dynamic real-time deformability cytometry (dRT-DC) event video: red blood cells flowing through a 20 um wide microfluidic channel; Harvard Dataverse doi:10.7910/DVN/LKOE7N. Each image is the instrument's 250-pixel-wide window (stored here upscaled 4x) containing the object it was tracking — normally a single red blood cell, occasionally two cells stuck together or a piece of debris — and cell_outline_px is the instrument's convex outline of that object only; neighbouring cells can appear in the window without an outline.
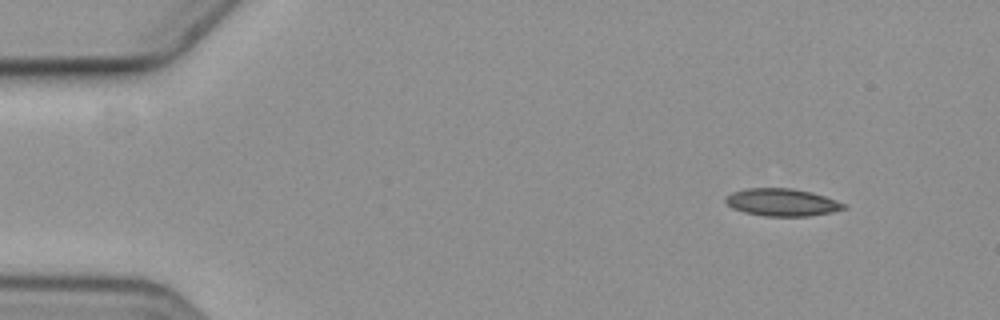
{"species": "common noctule bat (a hibernating species)", "species_latin": "Nyctalus noctula", "temperature_condition": "cold", "stored_images_in_passage": 5, "camera_frame_rate_fps": 3000, "um_per_image_px": 0.085, "animal": {"sex": "female", "body_mass_g": 19.3, "forearm_length_mm": 54.1}, "frame": {"image": 1, "passage_image": 1, "time_ms": 0.0, "image_size_px": [1000, 320], "cell_outline_px": [[848, 208], [832, 212], [808, 216], [764, 216], [744, 212], [732, 208], [724, 200], [732, 192], [748, 188], [792, 188], [812, 192], [836, 200], [844, 204]], "centroid_in_image_um": [66.48, 17.2], "position_along_channel_um": 18.5, "area_um2": 18.84}}
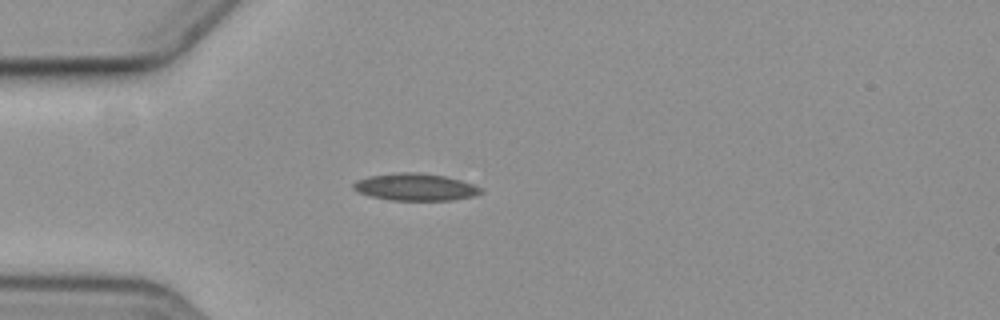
{"frame": {"image": 2, "passage_image": 4, "time_ms": 3.333, "image_size_px": [1000, 320], "cell_outline_px": [[484, 192], [476, 196], [452, 200], [392, 200], [372, 196], [360, 192], [352, 188], [352, 184], [356, 180], [372, 176], [400, 172], [420, 172], [444, 176], [460, 180], [472, 184], [480, 188]], "centroid_in_image_um": [35.34, 15.9], "position_along_channel_um": 49.7, "area_um2": 20.0}}